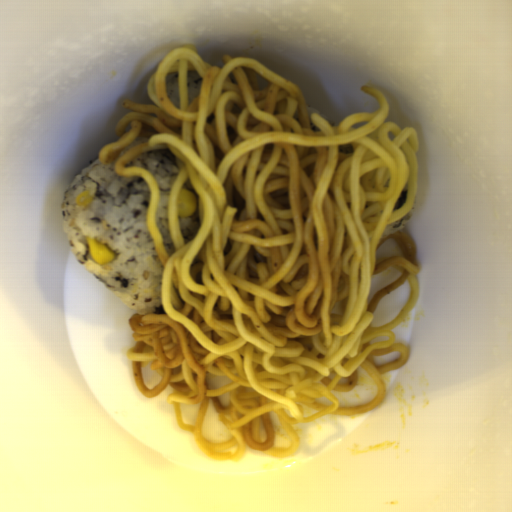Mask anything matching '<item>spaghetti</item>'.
I'll list each match as a JSON object with an SVG mask.
<instances>
[{"mask_svg": "<svg viewBox=\"0 0 512 512\" xmlns=\"http://www.w3.org/2000/svg\"><path fill=\"white\" fill-rule=\"evenodd\" d=\"M222 58L219 68L191 43L171 49L147 83L155 105L124 100L131 112L115 127L118 140L98 153L102 164L110 163L130 142L148 139L113 169L148 185L146 223L162 262L164 314L130 317L135 344L127 360L140 396L157 397L171 386L167 402L177 425L204 455L236 462L249 446L285 458L301 451L294 425L372 411L385 397L383 375L408 361L409 346L393 329L420 295L416 243L400 228L380 238L415 204L420 137L413 127L385 122L389 103L369 85L361 91L378 111L357 112L338 125L316 113L313 130L299 85L253 57ZM186 70L202 78L189 105ZM173 72L180 110L165 90V75ZM340 144H352L353 153L339 154ZM155 149L171 151L178 167L168 205L176 249L169 259L156 223L158 186L146 170L123 166ZM187 177L200 223L184 244L177 195ZM408 185L404 204L393 209ZM392 237L404 258L378 261V246ZM394 266L403 270L398 281L366 305L371 275ZM404 280L410 296L402 311L371 326L378 302ZM147 360L162 375L154 389L140 375ZM359 366L376 380L378 394L364 405L340 407L331 394L362 385ZM207 371L234 384L211 391ZM211 399L233 436L228 443L211 442L200 430ZM181 402H202L196 425L184 422Z\"/></svg>", "mask_w": 512, "mask_h": 512, "instance_id": "c7327b10", "label": "spaghetti"}]
</instances>
